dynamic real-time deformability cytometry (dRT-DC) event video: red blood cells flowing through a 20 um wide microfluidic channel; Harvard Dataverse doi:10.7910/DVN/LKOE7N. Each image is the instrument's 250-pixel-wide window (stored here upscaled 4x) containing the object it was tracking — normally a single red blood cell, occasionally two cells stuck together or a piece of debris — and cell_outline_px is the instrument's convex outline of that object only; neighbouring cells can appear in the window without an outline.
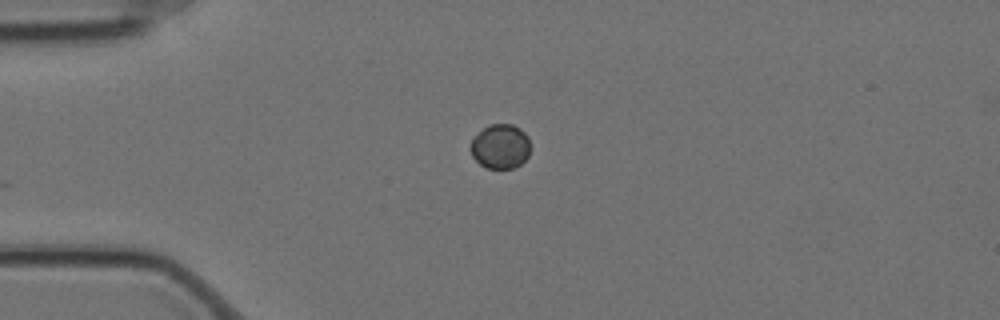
{"species": "Egyptian fruit bat (a non-hibernating species)", "species_latin": "Rousettus aegyptiacus", "temperature_condition": "cold", "stored_images_in_passage": 2, "camera_frame_rate_fps": 3000, "um_per_image_px": 0.085, "animal": {"sex": "female"}, "frame": {"image": 1, "passage_image": 1, "time_ms": 0.0, "image_size_px": [1000, 320], "cell_outline_px": [[528, 156], [520, 164], [512, 168], [488, 168], [480, 164], [472, 156], [468, 148], [472, 140], [488, 124], [512, 124], [520, 128], [528, 136]], "centroid_in_image_um": [42.5, 12.44], "position_along_channel_um": 42.5, "area_um2": 15.37}}